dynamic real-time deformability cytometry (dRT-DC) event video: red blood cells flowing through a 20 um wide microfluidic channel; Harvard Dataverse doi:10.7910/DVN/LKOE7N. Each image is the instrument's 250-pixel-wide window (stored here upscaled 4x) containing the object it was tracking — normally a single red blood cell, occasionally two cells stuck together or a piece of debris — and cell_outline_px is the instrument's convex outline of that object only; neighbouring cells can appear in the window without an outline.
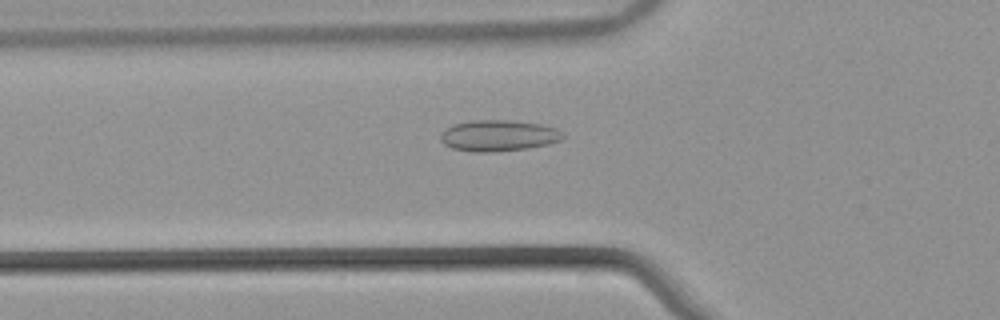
{"species": "common noctule bat (a hibernating species)", "species_latin": "Nyctalus noctula", "temperature_condition": "warm", "stored_images_in_passage": 53, "camera_frame_rate_fps": 3000, "um_per_image_px": 0.085, "animal": {"sex": "male", "body_mass_g": 21.5, "forearm_length_mm": 52.0}, "frame": {"image": 1, "passage_image": 19, "time_ms": 6.0, "image_size_px": [1000, 320], "cell_outline_px": [[564, 136], [560, 140], [548, 144], [528, 148], [492, 152], [472, 152], [452, 148], [444, 144], [440, 140], [440, 132], [444, 128], [452, 124], [472, 120], [512, 120], [540, 124], [556, 128], [564, 132]], "centroid_in_image_um": [42.33, 11.52], "position_along_channel_um": 83.5, "area_um2": 22.48}}
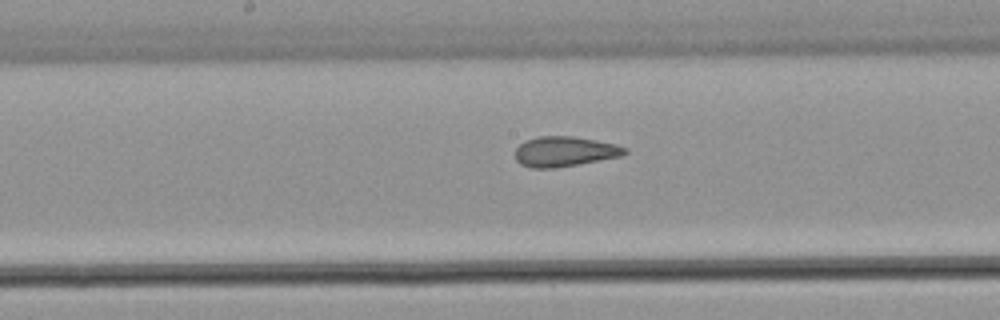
{"frame": {"image": 2, "passage_image": 28, "time_ms": 9.0, "image_size_px": [1000, 320], "cell_outline_px": [[628, 152], [620, 156], [576, 164], [552, 168], [532, 168], [520, 164], [516, 160], [516, 148], [524, 140], [540, 136], [572, 136], [596, 140], [616, 144], [628, 148]], "centroid_in_image_um": [47.98, 12.87], "position_along_channel_um": 200.2, "area_um2": 19.07}}
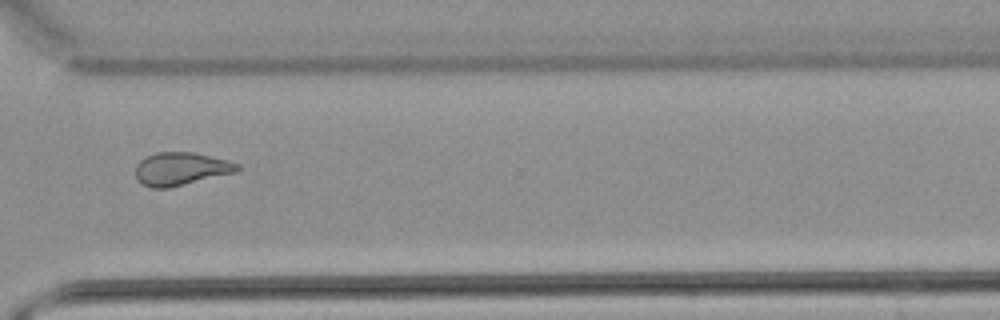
{"frame": {"image": 3, "passage_image": 40, "time_ms": 13.0, "image_size_px": [1000, 320], "cell_outline_px": [[240, 168], [236, 172], [168, 188], [152, 188], [140, 184], [136, 180], [136, 164], [144, 156], [156, 152], [192, 152], [228, 160], [240, 164]], "centroid_in_image_um": [15.34, 14.35], "position_along_channel_um": 355.3, "area_um2": 19.71}, "authors_computed_cell_mechanics": {"area_um2": 20.519, "velocity_mm_per_s": 3.8782, "shape_relaxation_time_tau1_ms": null, "shape_relaxation_time_tau2_ms": 1.9198, "deformation_change_tau1": null, "deformation_change_tau2": 0.0835}}